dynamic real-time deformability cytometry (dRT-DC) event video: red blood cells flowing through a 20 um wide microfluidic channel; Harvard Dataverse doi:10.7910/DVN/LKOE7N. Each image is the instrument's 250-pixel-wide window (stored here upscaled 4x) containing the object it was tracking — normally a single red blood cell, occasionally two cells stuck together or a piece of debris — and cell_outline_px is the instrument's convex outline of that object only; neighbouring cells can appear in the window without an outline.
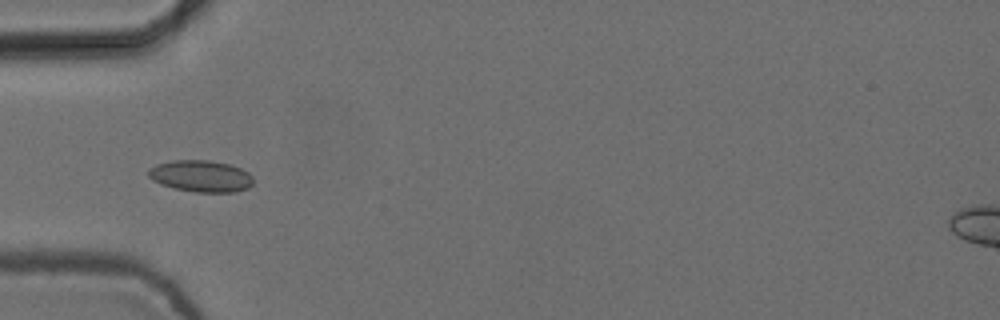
{"species": "common noctule bat (a hibernating species)", "species_latin": "Nyctalus noctula", "temperature_condition": "cold", "stored_images_in_passage": 3, "camera_frame_rate_fps": 3000, "um_per_image_px": 0.085, "animal": {"sex": "female", "body_mass_g": 24.6, "forearm_length_mm": 56.2}, "frame": {"image": 1, "passage_image": 2, "time_ms": 0.333, "image_size_px": [1000, 320], "cell_outline_px": [[252, 184], [248, 188], [236, 192], [196, 192], [176, 188], [160, 184], [152, 180], [148, 176], [148, 168], [156, 164], [172, 160], [208, 160], [228, 164], [240, 168], [248, 172], [252, 176]], "centroid_in_image_um": [17.06, 14.96], "position_along_channel_um": 67.9, "area_um2": 19.36}}
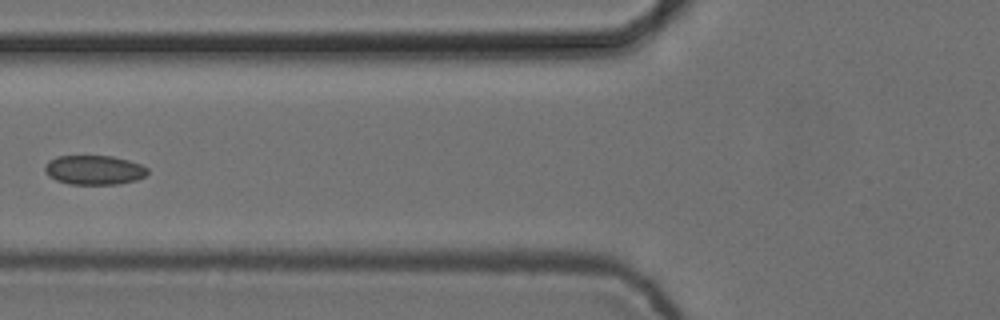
{"frame": {"image": 2, "passage_image": 3, "time_ms": 0.667, "image_size_px": [1000, 320], "cell_outline_px": [[148, 172], [144, 176], [136, 180], [120, 184], [68, 184], [56, 180], [48, 176], [44, 172], [44, 168], [48, 160], [56, 156], [112, 156], [128, 160], [140, 164], [148, 168]], "centroid_in_image_um": [7.97, 14.45], "position_along_channel_um": 117.8, "area_um2": 17.69}}